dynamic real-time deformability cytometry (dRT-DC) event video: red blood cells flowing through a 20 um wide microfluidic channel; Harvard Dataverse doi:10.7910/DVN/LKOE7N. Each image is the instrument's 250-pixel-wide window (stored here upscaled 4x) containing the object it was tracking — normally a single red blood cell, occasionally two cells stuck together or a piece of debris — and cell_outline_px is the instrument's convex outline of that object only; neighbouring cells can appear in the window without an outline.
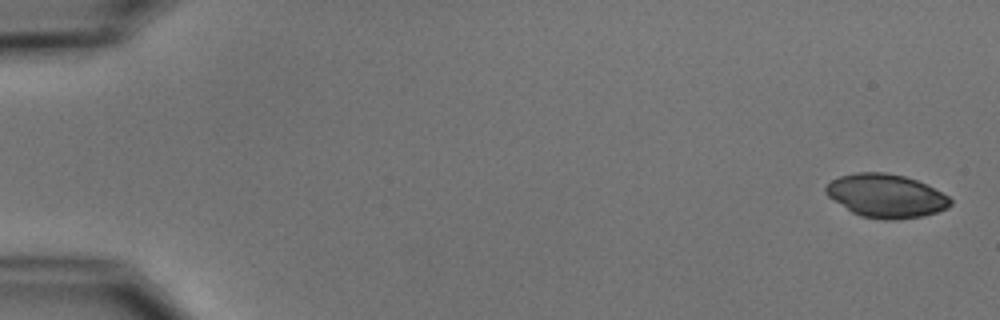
{"species": "common noctule bat (a hibernating species)", "species_latin": "Nyctalus noctula", "temperature_condition": "cold", "stored_images_in_passage": 5, "camera_frame_rate_fps": 3000, "um_per_image_px": 0.085, "animal": {"sex": "male", "body_mass_g": 15.6}, "frame": {"image": 1, "passage_image": 1, "time_ms": 0.0, "image_size_px": [1000, 320], "cell_outline_px": [[952, 204], [948, 208], [924, 216], [892, 220], [884, 220], [860, 216], [852, 212], [828, 196], [824, 192], [824, 188], [832, 180], [840, 176], [856, 172], [884, 172], [904, 176], [916, 180], [948, 196], [952, 200]], "centroid_in_image_um": [75.3, 16.65], "position_along_channel_um": 9.7, "area_um2": 31.39}}